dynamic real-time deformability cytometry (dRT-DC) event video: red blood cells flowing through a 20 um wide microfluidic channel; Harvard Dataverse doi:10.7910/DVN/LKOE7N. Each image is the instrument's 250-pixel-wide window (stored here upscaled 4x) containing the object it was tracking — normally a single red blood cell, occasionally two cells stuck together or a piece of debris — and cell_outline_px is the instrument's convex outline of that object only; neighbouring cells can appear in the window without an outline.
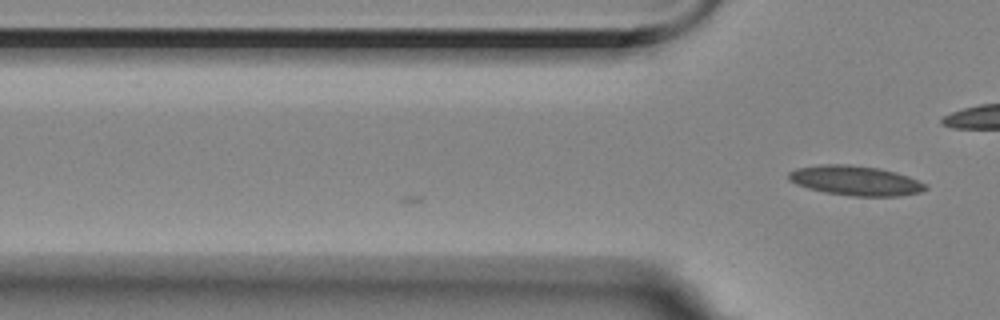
{"species": "Egyptian fruit bat (a non-hibernating species)", "species_latin": "Rousettus aegyptiacus", "temperature_condition": "room temperature", "stored_images_in_passage": 7, "camera_frame_rate_fps": 3000, "um_per_image_px": 0.085, "animal": {"sex": "female"}, "frame": {"image": 1, "passage_image": 7, "time_ms": 2.0, "image_size_px": [1000, 320], "cell_outline_px": [[928, 188], [920, 192], [900, 196], [856, 196], [824, 192], [808, 188], [796, 184], [788, 180], [788, 172], [796, 168], [820, 164], [848, 164], [880, 168], [896, 172], [908, 176], [924, 184]], "centroid_in_image_um": [72.67, 15.34], "position_along_channel_um": 53.1, "area_um2": 23.7}}